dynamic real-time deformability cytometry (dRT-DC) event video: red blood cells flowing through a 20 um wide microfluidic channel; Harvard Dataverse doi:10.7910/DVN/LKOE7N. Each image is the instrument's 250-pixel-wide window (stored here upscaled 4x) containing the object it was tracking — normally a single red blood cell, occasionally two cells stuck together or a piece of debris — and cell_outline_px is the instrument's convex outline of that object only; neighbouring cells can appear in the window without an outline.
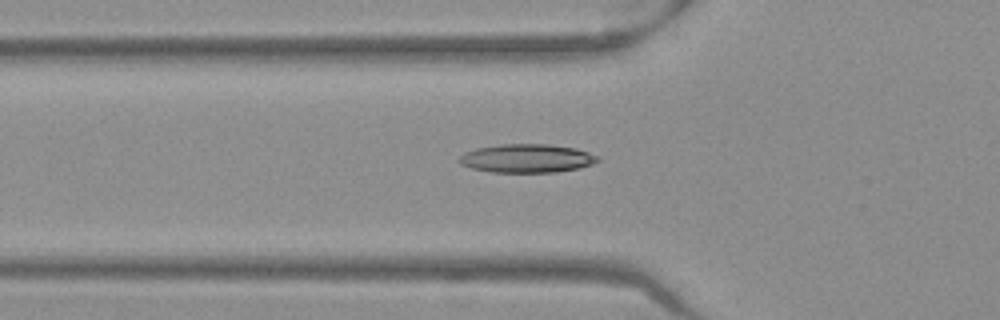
{"species": "Egyptian fruit bat (a non-hibernating species)", "species_latin": "Rousettus aegyptiacus", "temperature_condition": "warm", "stored_images_in_passage": 51, "camera_frame_rate_fps": 3000, "um_per_image_px": 0.085, "frame": {"image": 1, "passage_image": 18, "time_ms": 5.667, "image_size_px": [1000, 320], "cell_outline_px": [[600, 160], [592, 164], [580, 168], [556, 172], [492, 172], [472, 168], [460, 164], [456, 160], [464, 152], [476, 148], [500, 144], [548, 144], [576, 148], [600, 156]], "centroid_in_image_um": [44.78, 13.46], "position_along_channel_um": 81.0, "area_um2": 23.24}}
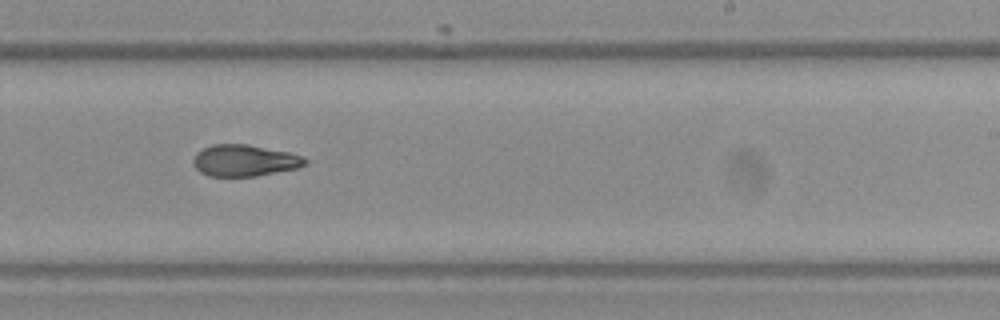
{"frame": {"image": 2, "passage_image": 32, "time_ms": 10.333, "image_size_px": [1000, 320], "cell_outline_px": [[308, 164], [300, 168], [256, 176], [208, 176], [200, 172], [192, 164], [192, 160], [196, 152], [212, 144], [248, 144], [288, 152], [304, 156], [308, 160]], "centroid_in_image_um": [20.81, 13.64], "position_along_channel_um": 268.2, "area_um2": 20.87}}
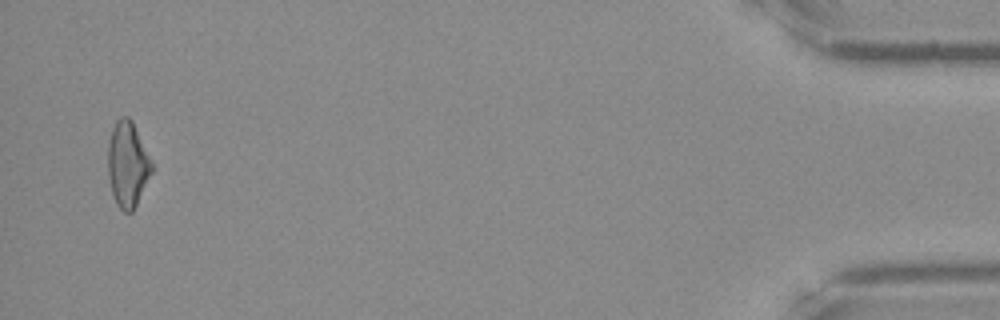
{"frame": {"image": 3, "passage_image": 50, "time_ms": 16.333, "image_size_px": [1000, 320], "cell_outline_px": [[152, 172], [132, 212], [124, 212], [116, 204], [112, 192], [108, 176], [108, 144], [112, 128], [116, 120], [120, 116], [128, 116], [132, 120], [152, 160]], "centroid_in_image_um": [10.84, 13.93], "position_along_channel_um": 424.4, "area_um2": 21.79}, "authors_computed_cell_mechanics": {"area_um2": 21.7906, "velocity_mm_per_s": 3.9925, "shape_relaxation_time_tau1_ms": null, "shape_relaxation_time_tau2_ms": 4.1858, "deformation_change_tau1": null, "deformation_change_tau2": 0.1171}}